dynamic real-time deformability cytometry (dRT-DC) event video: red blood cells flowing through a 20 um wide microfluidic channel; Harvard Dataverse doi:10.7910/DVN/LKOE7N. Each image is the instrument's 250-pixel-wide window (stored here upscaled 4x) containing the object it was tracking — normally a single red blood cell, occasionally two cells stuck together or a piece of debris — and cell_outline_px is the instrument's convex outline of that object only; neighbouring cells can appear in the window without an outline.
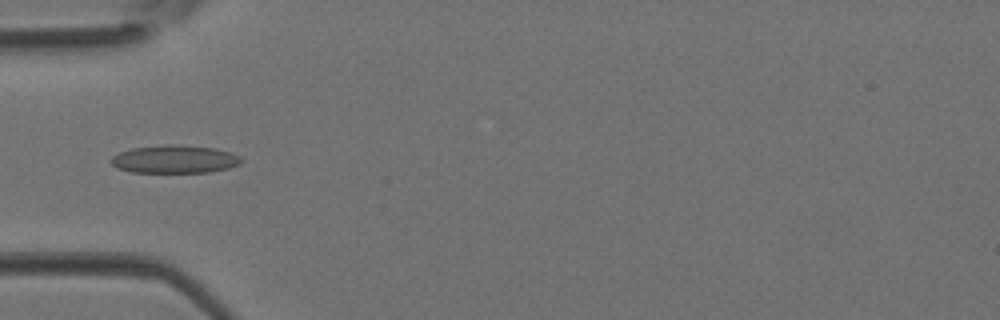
{"species": "Egyptian fruit bat (a non-hibernating species)", "species_latin": "Rousettus aegyptiacus", "temperature_condition": "room temperature", "stored_images_in_passage": 3, "camera_frame_rate_fps": 3000, "um_per_image_px": 0.085, "animal": {"sex": "female"}, "frame": {"image": 1, "passage_image": 3, "time_ms": 0.667, "image_size_px": [1000, 320], "cell_outline_px": [[244, 160], [240, 164], [228, 168], [208, 172], [132, 172], [116, 168], [108, 160], [112, 156], [120, 152], [132, 148], [168, 144], [176, 144], [216, 148], [240, 156]], "centroid_in_image_um": [14.83, 13.53], "position_along_channel_um": 70.2, "area_um2": 21.33}}